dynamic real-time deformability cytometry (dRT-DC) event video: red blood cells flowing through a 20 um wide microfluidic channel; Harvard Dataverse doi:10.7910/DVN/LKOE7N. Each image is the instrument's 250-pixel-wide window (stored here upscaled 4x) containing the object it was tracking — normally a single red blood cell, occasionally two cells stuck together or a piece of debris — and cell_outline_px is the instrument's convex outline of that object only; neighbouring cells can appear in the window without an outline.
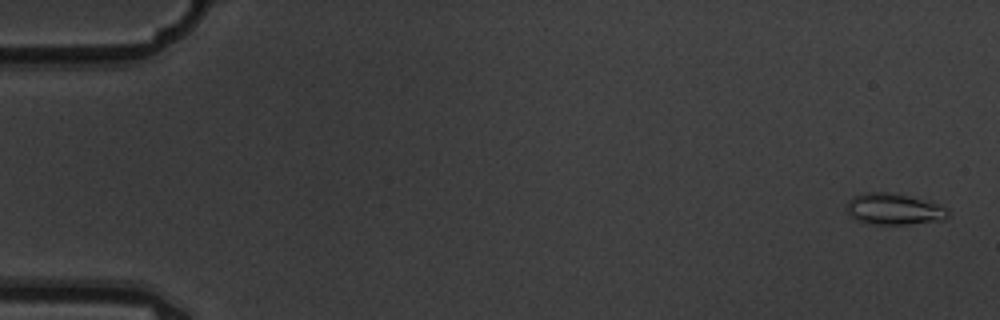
{"species": "common noctule bat (a hibernating species)", "species_latin": "Nyctalus noctula", "temperature_condition": "warm", "stored_images_in_passage": 5, "camera_frame_rate_fps": 3000, "um_per_image_px": 0.085, "animal": {"sex": "male", "body_mass_g": 19.5, "forearm_length_mm": 54.6}, "frame": {"image": 1, "passage_image": 1, "time_ms": 0.0, "image_size_px": [1000, 320], "cell_outline_px": [[948, 216], [944, 220], [908, 224], [868, 224], [856, 220], [848, 212], [848, 200], [852, 196], [864, 192], [888, 192], [936, 204], [948, 208]], "centroid_in_image_um": [75.95, 17.79], "position_along_channel_um": 9.1, "area_um2": 18.15}}
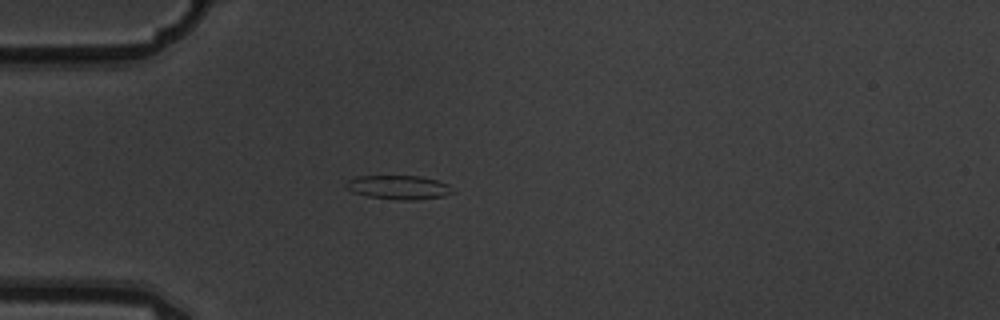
{"frame": {"image": 2, "passage_image": 5, "time_ms": 1.333, "image_size_px": [1000, 320], "cell_outline_px": [[456, 192], [444, 196], [412, 200], [400, 200], [368, 196], [352, 192], [344, 188], [344, 184], [348, 180], [356, 176], [420, 176], [436, 180], [448, 184]], "centroid_in_image_um": [33.86, 15.92], "position_along_channel_um": 51.1, "area_um2": 14.97}}